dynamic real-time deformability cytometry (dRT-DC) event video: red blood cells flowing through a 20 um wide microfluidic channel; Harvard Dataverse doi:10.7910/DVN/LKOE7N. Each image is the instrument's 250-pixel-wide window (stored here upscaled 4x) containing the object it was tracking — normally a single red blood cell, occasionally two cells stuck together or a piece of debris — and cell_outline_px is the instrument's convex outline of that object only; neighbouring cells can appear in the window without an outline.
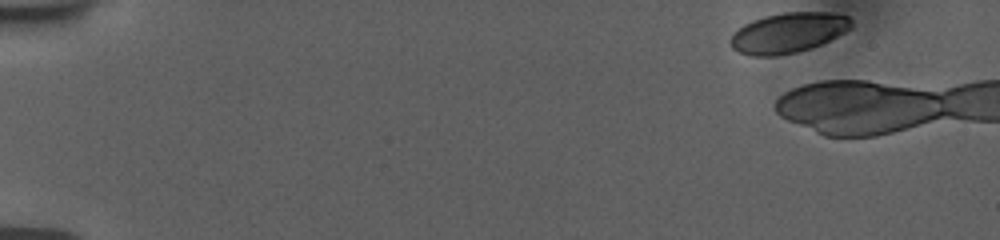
{"species": "human", "species_latin": "Homo sapiens", "temperature_condition": "room temperature", "stored_images_in_passage": 7, "camera_frame_rate_fps": 3000, "um_per_image_px": 0.085, "donor": {"sex": "female"}, "frame": {"image": 1, "passage_image": 1, "time_ms": 0.0, "image_size_px": [1000, 240], "cell_outline_px": [[852, 28], [820, 44], [796, 52], [776, 56], [752, 56], [740, 52], [732, 48], [728, 40], [732, 32], [744, 24], [752, 20], [764, 16], [784, 12], [828, 12], [848, 16], [852, 20]], "centroid_in_image_um": [66.95, 2.78], "position_along_channel_um": 18.0, "area_um2": 28.32}}